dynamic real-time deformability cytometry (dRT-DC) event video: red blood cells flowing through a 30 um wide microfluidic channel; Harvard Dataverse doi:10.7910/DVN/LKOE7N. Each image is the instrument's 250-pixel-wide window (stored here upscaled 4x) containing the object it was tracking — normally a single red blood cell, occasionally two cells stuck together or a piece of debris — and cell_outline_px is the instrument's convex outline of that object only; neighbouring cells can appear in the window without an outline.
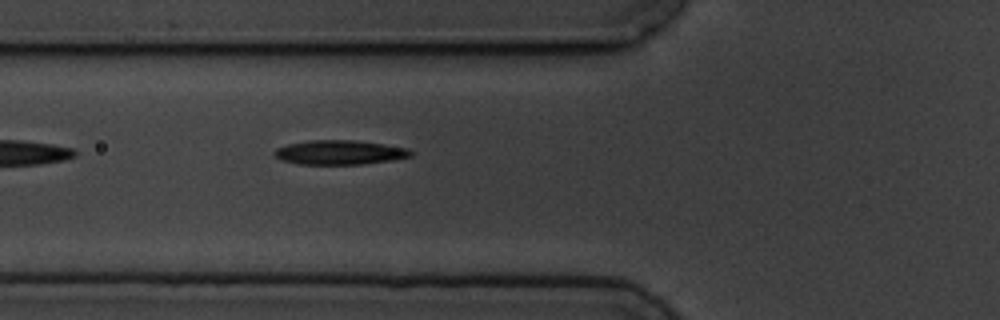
{"species": "common noctule bat (a hibernating species)", "species_latin": "Nyctalus noctula", "temperature_condition": "cold", "stored_images_in_passage": 4, "camera_frame_rate_fps": 3000, "um_per_image_px": 0.085, "animal": {"sex": "male", "body_mass_g": 19.5, "forearm_length_mm": 54.6}, "frame": {"image": 1, "passage_image": 4, "time_ms": 5.0, "image_size_px": [1000, 320], "cell_outline_px": [[412, 156], [392, 160], [360, 164], [300, 164], [280, 160], [272, 152], [276, 148], [288, 144], [312, 140], [356, 140], [384, 144], [408, 148], [412, 152]], "centroid_in_image_um": [28.86, 12.95], "position_along_channel_um": 96.9, "area_um2": 19.31}}